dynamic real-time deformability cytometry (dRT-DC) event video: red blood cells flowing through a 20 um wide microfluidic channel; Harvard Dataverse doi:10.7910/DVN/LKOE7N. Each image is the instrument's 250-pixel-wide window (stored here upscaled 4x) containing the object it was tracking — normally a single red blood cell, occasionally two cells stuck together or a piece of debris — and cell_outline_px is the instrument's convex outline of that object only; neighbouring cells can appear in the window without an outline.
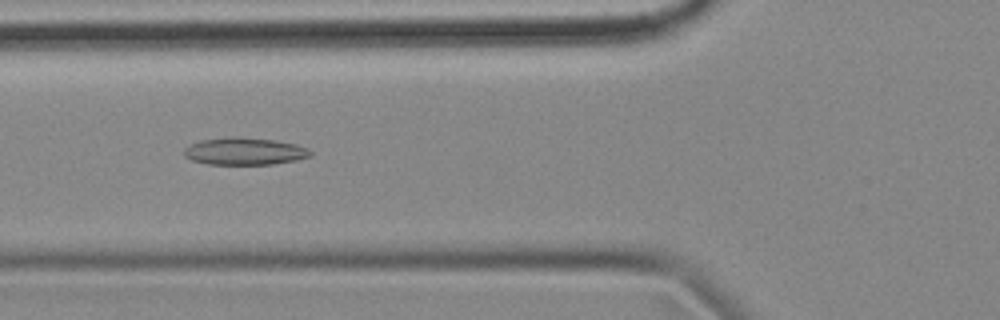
{"species": "common noctule bat (a hibernating species)", "species_latin": "Nyctalus noctula", "temperature_condition": "cold", "stored_images_in_passage": 8, "camera_frame_rate_fps": 3000, "um_per_image_px": 0.085, "animal": {"sex": "female", "body_mass_g": 18.4}, "frame": {"image": 1, "passage_image": 6, "time_ms": 1.667, "image_size_px": [1000, 320], "cell_outline_px": [[312, 156], [296, 160], [272, 164], [208, 164], [192, 160], [184, 156], [184, 148], [200, 140], [232, 136], [236, 136], [272, 140], [296, 144], [308, 148], [312, 152]], "centroid_in_image_um": [20.79, 12.85], "position_along_channel_um": 105.0, "area_um2": 20.06}}
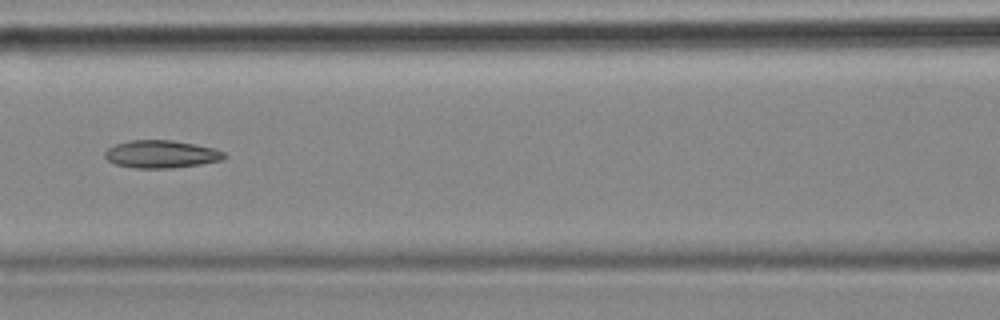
{"frame": {"image": 2, "passage_image": 7, "time_ms": 2.0, "image_size_px": [1000, 320], "cell_outline_px": [[228, 156], [224, 160], [200, 164], [172, 168], [136, 168], [116, 164], [108, 160], [104, 156], [104, 152], [108, 148], [116, 144], [128, 140], [172, 140], [212, 148], [224, 152]], "centroid_in_image_um": [13.71, 13.1], "position_along_channel_um": 152.9, "area_um2": 19.19}}
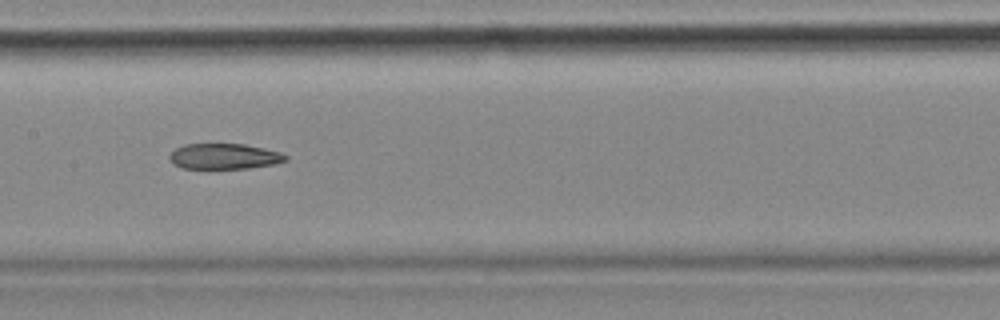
{"frame": {"image": 3, "passage_image": 8, "time_ms": 2.333, "image_size_px": [1000, 320], "cell_outline_px": [[288, 160], [276, 164], [248, 168], [184, 168], [176, 164], [168, 156], [176, 148], [184, 144], [244, 144], [264, 148], [280, 152], [288, 156]], "centroid_in_image_um": [19.12, 13.28], "position_along_channel_um": 188.3, "area_um2": 17.17}}